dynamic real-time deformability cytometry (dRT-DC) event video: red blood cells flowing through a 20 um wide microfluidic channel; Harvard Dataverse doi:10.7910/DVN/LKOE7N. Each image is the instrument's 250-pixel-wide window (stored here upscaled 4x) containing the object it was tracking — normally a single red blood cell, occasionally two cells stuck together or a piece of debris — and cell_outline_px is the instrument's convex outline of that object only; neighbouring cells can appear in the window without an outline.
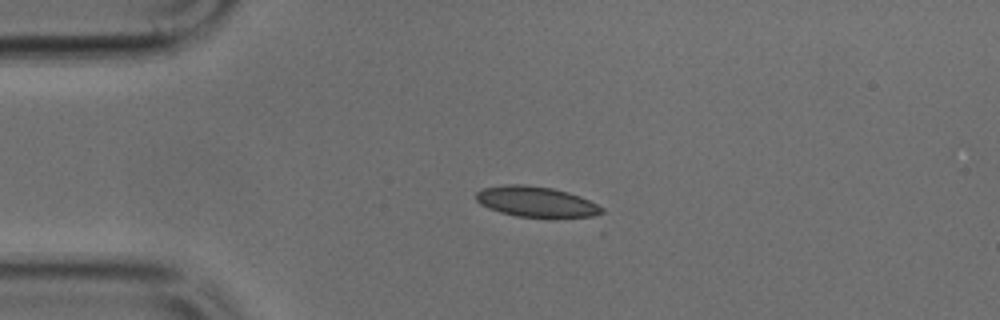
{"species": "common noctule bat (a hibernating species)", "species_latin": "Nyctalus noctula", "temperature_condition": "cold", "stored_images_in_passage": 39, "camera_frame_rate_fps": 3000, "um_per_image_px": 0.085, "animal": {"sex": "male", "body_mass_g": 17.9, "forearm_length_mm": 54.2}, "frame": {"image": 1, "passage_image": 1, "time_ms": 0.0, "image_size_px": [1000, 320], "cell_outline_px": [[604, 212], [592, 216], [556, 220], [516, 216], [500, 212], [488, 208], [480, 204], [476, 200], [476, 192], [484, 188], [504, 184], [524, 184], [552, 188], [568, 192], [580, 196], [604, 208]], "centroid_in_image_um": [45.6, 17.19], "position_along_channel_um": 39.4, "area_um2": 23.06}}
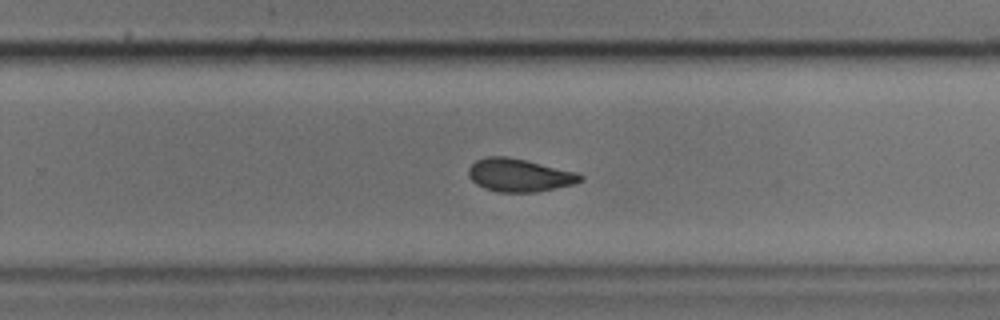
{"frame": {"image": 2, "passage_image": 21, "time_ms": 6.667, "image_size_px": [1000, 320], "cell_outline_px": [[584, 180], [576, 184], [536, 192], [496, 192], [484, 188], [476, 184], [468, 176], [468, 168], [476, 160], [488, 156], [504, 156], [524, 160], [576, 172], [584, 176]], "centroid_in_image_um": [44.14, 14.9], "position_along_channel_um": 285.7, "area_um2": 21.5}}
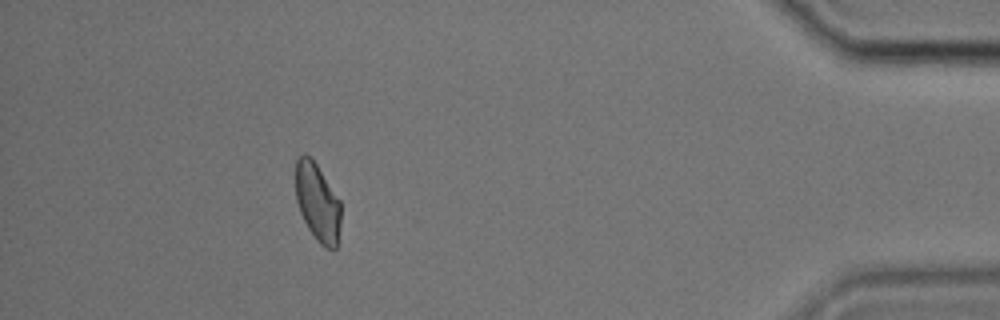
{"frame": {"image": 3, "passage_image": 34, "time_ms": 11.0, "image_size_px": [1000, 320], "cell_outline_px": [[340, 224], [336, 248], [324, 248], [320, 244], [308, 228], [300, 212], [296, 200], [296, 160], [300, 156], [308, 156], [316, 164], [340, 200]], "centroid_in_image_um": [26.99, 17.23], "position_along_channel_um": 408.2, "area_um2": 20.17}}